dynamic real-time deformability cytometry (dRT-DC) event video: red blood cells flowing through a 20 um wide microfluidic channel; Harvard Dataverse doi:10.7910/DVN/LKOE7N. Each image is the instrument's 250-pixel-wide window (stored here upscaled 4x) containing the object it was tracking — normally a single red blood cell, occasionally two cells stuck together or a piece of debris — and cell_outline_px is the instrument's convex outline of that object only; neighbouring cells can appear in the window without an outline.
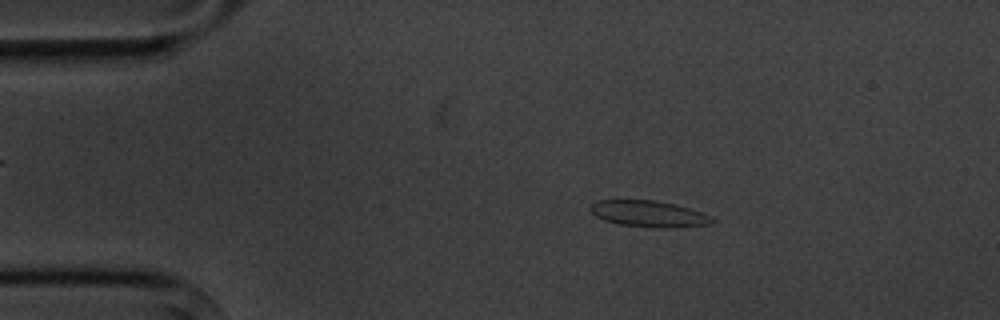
{"species": "common noctule bat (a hibernating species)", "species_latin": "Nyctalus noctula", "temperature_condition": "cold", "stored_images_in_passage": 8, "camera_frame_rate_fps": 3000, "um_per_image_px": 0.085, "animal": {"sex": "male", "body_mass_g": 20.1, "forearm_length_mm": 53.5}, "frame": {"image": 1, "passage_image": 2, "time_ms": 1.0, "image_size_px": [1000, 320], "cell_outline_px": [[716, 220], [708, 224], [672, 228], [660, 228], [620, 224], [604, 220], [596, 216], [588, 208], [596, 200], [656, 200], [676, 204], [692, 208], [712, 216]], "centroid_in_image_um": [55.18, 18.16], "position_along_channel_um": 29.8, "area_um2": 18.79}}
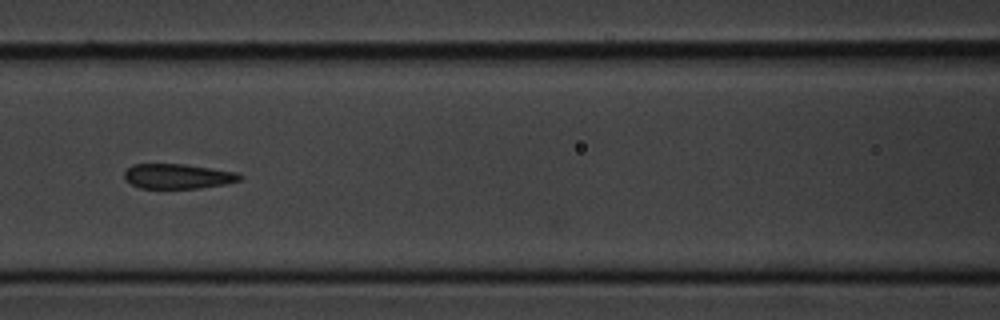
{"frame": {"image": 2, "passage_image": 6, "time_ms": 5.667, "image_size_px": [1000, 320], "cell_outline_px": [[244, 176], [240, 180], [224, 184], [200, 188], [140, 188], [124, 180], [124, 172], [132, 164], [184, 164], [236, 172]], "centroid_in_image_um": [15.09, 14.98], "position_along_channel_um": 151.5, "area_um2": 16.7}}
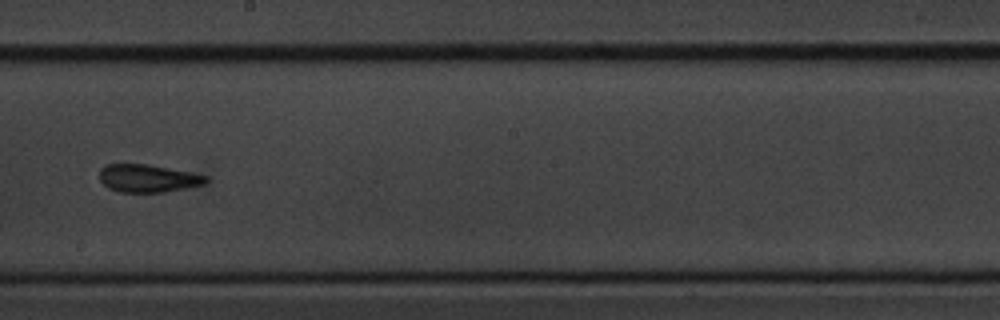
{"frame": {"image": 3, "passage_image": 8, "time_ms": 8.0, "image_size_px": [1000, 320], "cell_outline_px": [[208, 180], [204, 184], [164, 192], [120, 192], [108, 188], [100, 180], [100, 168], [104, 164], [144, 164], [168, 168], [208, 176]], "centroid_in_image_um": [12.53, 15.16], "position_along_channel_um": 235.7, "area_um2": 17.05}}